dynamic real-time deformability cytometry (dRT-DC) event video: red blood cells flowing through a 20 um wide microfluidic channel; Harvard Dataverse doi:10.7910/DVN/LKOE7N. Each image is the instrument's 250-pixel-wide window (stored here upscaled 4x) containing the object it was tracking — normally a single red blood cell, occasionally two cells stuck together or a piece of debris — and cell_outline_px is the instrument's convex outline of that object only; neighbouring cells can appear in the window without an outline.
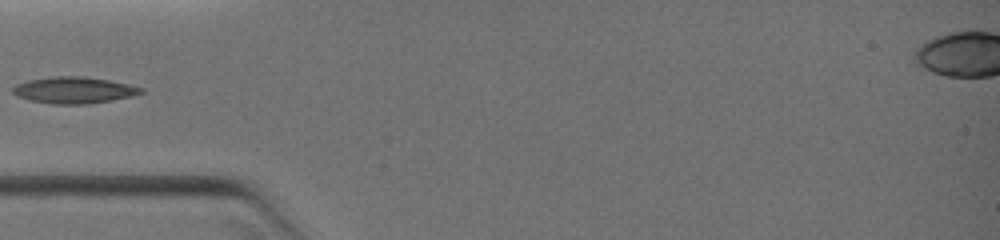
{"species": "common noctule bat (a hibernating species)", "species_latin": "Nyctalus noctula", "temperature_condition": "warm", "stored_images_in_passage": 31, "camera_frame_rate_fps": 3000, "um_per_image_px": 0.085, "animal": {"sex": "female", "body_mass_g": 19.0, "forearm_length_mm": 51.5}, "frame": {"image": 1, "passage_image": 1, "time_ms": 0.0, "image_size_px": [1000, 240], "cell_outline_px": [[144, 92], [132, 96], [88, 104], [52, 104], [28, 100], [16, 96], [12, 92], [12, 88], [16, 84], [28, 80], [52, 76], [84, 76], [108, 80], [128, 84], [144, 88]], "centroid_in_image_um": [6.25, 7.66], "position_along_channel_um": 78.7, "area_um2": 19.88}}
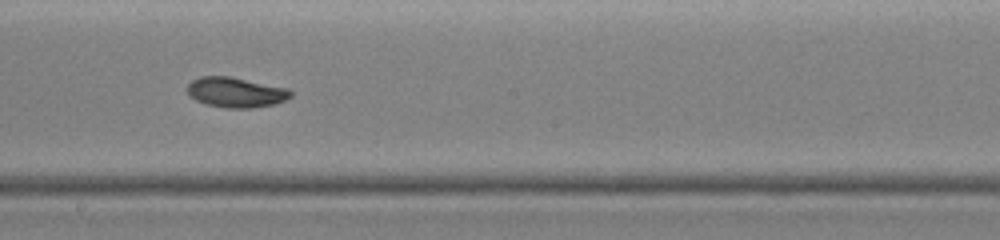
{"frame": {"image": 2, "passage_image": 15, "time_ms": 3.0, "image_size_px": [1000, 240], "cell_outline_px": [[292, 96], [276, 104], [252, 108], [224, 108], [204, 104], [188, 96], [188, 84], [192, 80], [200, 76], [228, 76], [288, 88], [292, 92]], "centroid_in_image_um": [20.03, 7.86], "position_along_channel_um": 228.2, "area_um2": 18.26}}
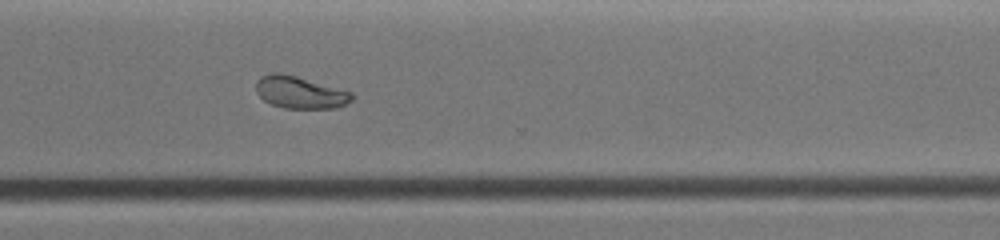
{"frame": {"image": 3, "passage_image": 30, "time_ms": 5.333, "image_size_px": [1000, 240], "cell_outline_px": [[356, 96], [352, 100], [336, 108], [284, 108], [272, 104], [264, 100], [256, 92], [256, 80], [260, 76], [272, 72], [280, 72], [296, 76], [352, 92]], "centroid_in_image_um": [25.49, 7.84], "position_along_channel_um": 345.1, "area_um2": 17.98}}